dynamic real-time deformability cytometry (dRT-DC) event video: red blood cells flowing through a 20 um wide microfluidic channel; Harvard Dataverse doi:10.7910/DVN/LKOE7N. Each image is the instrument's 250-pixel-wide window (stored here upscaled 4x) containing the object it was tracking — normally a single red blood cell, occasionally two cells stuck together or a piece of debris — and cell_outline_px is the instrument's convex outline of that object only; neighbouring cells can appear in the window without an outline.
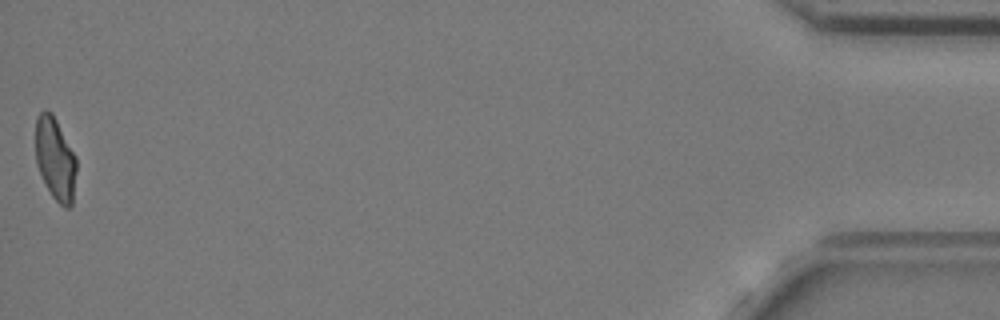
{"species": "common noctule bat (a hibernating species)", "species_latin": "Nyctalus noctula", "temperature_condition": "cold", "stored_images_in_passage": 40, "camera_frame_rate_fps": 3000, "um_per_image_px": 0.085, "animal": {"sex": "female", "body_mass_g": 24.6, "forearm_length_mm": 56.2}, "frame": {"image": 1, "passage_image": 40, "time_ms": 13.0, "image_size_px": [1000, 320], "cell_outline_px": [[76, 172], [72, 204], [68, 208], [64, 208], [52, 196], [36, 164], [36, 116], [44, 108], [52, 112], [76, 156]], "centroid_in_image_um": [4.7, 13.47], "position_along_channel_um": 430.5, "area_um2": 19.65}, "authors_computed_cell_mechanics": {"area_um2": 21.2126, "velocity_mm_per_s": 3.6601, "shape_relaxation_time_tau1_ms": null, "shape_relaxation_time_tau2_ms": 1.9541, "deformation_change_tau1": null, "deformation_change_tau2": 0.1063}}